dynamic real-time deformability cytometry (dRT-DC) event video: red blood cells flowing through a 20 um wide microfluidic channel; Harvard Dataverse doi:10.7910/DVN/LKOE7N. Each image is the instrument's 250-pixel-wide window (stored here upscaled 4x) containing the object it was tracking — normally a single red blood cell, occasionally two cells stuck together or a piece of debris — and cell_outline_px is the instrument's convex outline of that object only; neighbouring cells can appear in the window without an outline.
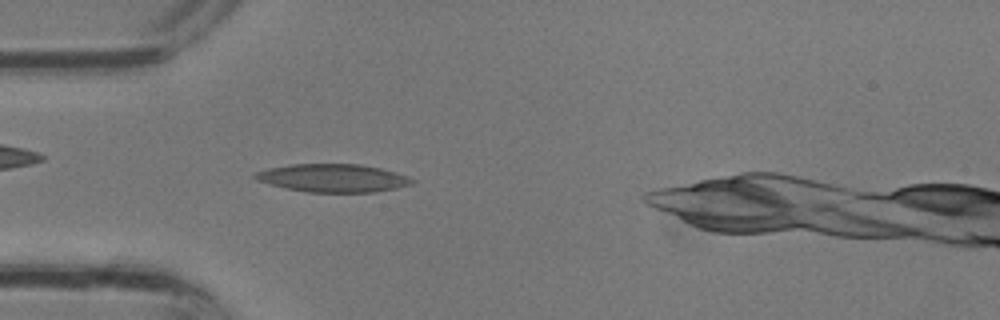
{"species": "common noctule bat (a hibernating species)", "species_latin": "Nyctalus noctula", "temperature_condition": "room temperature", "stored_images_in_passage": 27, "camera_frame_rate_fps": 3000, "um_per_image_px": 0.085, "animal": {"sex": "male", "body_mass_g": 13.3}, "frame": {"image": 1, "passage_image": 6, "time_ms": 1.667, "image_size_px": [1000, 320], "cell_outline_px": [[416, 180], [412, 184], [396, 188], [376, 192], [308, 192], [268, 184], [256, 180], [252, 176], [256, 172], [268, 168], [288, 164], [360, 164], [380, 168], [396, 172], [408, 176]], "centroid_in_image_um": [28.3, 15.13], "position_along_channel_um": 56.7, "area_um2": 25.72}}
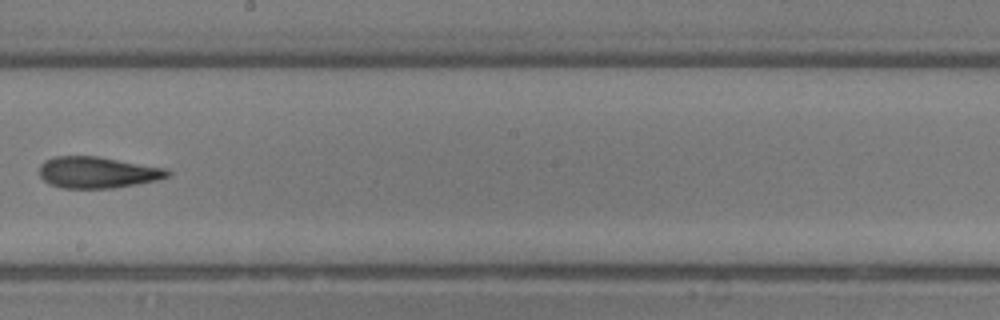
{"frame": {"image": 2, "passage_image": 15, "time_ms": 4.667, "image_size_px": [1000, 320], "cell_outline_px": [[172, 172], [168, 176], [156, 180], [136, 184], [112, 188], [60, 188], [48, 184], [40, 176], [40, 164], [44, 160], [56, 156], [96, 156], [168, 168]], "centroid_in_image_um": [8.28, 14.65], "position_along_channel_um": 239.9, "area_um2": 23.52}}
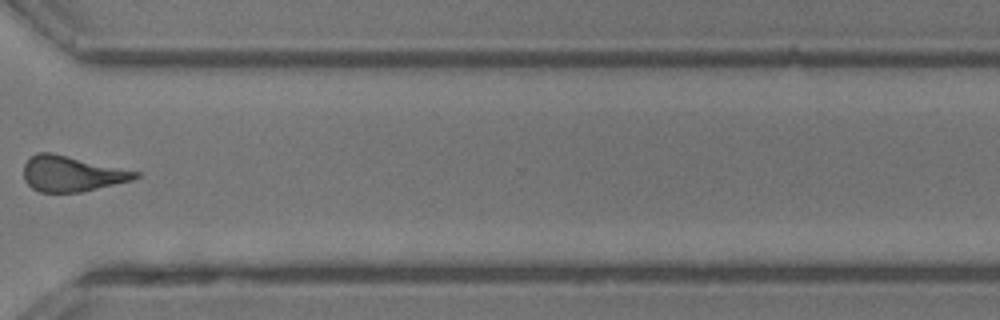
{"frame": {"image": 3, "passage_image": 21, "time_ms": 6.667, "image_size_px": [1000, 320], "cell_outline_px": [[140, 176], [132, 180], [80, 192], [40, 192], [32, 188], [24, 180], [24, 164], [36, 152], [52, 152], [140, 172]], "centroid_in_image_um": [6.08, 14.76], "position_along_channel_um": 364.5, "area_um2": 23.0}}